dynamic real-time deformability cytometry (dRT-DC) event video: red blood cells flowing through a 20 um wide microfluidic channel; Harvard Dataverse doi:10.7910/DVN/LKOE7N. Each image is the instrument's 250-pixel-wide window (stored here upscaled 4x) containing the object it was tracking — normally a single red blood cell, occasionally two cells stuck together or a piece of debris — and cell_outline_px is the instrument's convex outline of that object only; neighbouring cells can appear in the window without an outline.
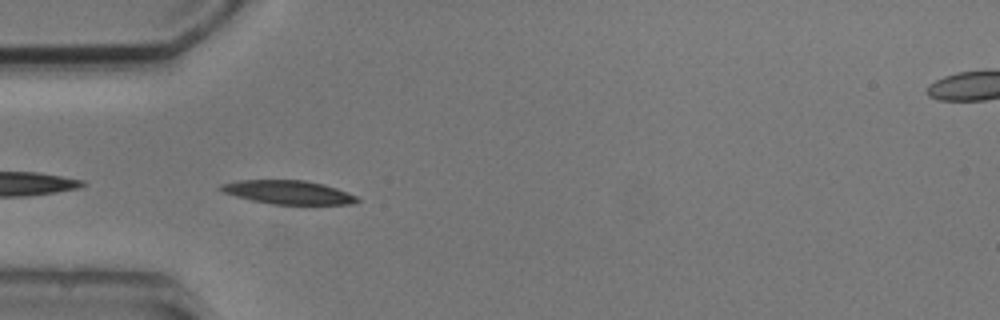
{"species": "common noctule bat (a hibernating species)", "species_latin": "Nyctalus noctula", "temperature_condition": "cold", "stored_images_in_passage": 5, "camera_frame_rate_fps": 3000, "um_per_image_px": 0.085, "animal": {"sex": "male", "body_mass_g": 20.5, "forearm_length_mm": 52.5}, "frame": {"image": 1, "passage_image": 4, "time_ms": 4.667, "image_size_px": [1000, 320], "cell_outline_px": [[360, 200], [352, 204], [272, 204], [252, 200], [236, 196], [224, 192], [216, 188], [220, 184], [236, 180], [304, 180], [324, 184], [348, 192], [356, 196]], "centroid_in_image_um": [24.47, 16.33], "position_along_channel_um": 60.5, "area_um2": 18.79}}